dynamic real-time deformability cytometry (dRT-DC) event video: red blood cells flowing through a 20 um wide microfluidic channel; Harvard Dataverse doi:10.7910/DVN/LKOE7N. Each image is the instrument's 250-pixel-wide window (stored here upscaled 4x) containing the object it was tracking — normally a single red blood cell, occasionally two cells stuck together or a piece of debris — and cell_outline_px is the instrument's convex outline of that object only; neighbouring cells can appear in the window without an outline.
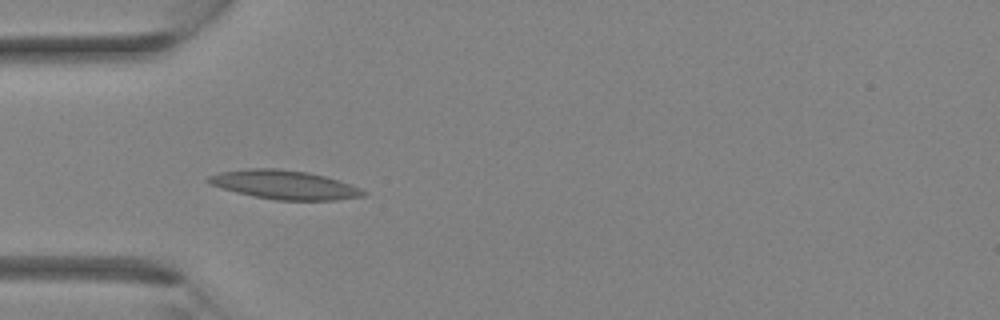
{"species": "Egyptian fruit bat (a non-hibernating species)", "species_latin": "Rousettus aegyptiacus", "temperature_condition": "room temperature", "stored_images_in_passage": 26, "camera_frame_rate_fps": 3000, "um_per_image_px": 0.085, "animal": {"sex": "female"}, "frame": {"image": 1, "passage_image": 2, "time_ms": 0.333, "image_size_px": [1000, 320], "cell_outline_px": [[368, 192], [364, 196], [336, 200], [276, 200], [252, 196], [236, 192], [212, 184], [204, 180], [208, 176], [220, 172], [252, 168], [276, 168], [308, 172], [324, 176], [360, 188]], "centroid_in_image_um": [24.17, 15.71], "position_along_channel_um": 60.8, "area_um2": 25.84}}
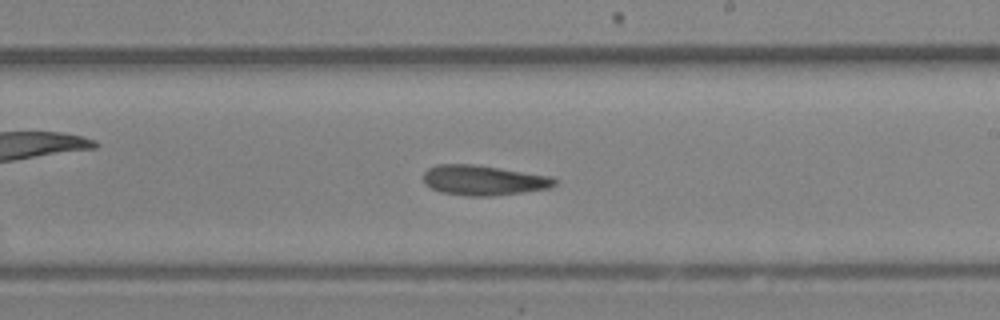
{"frame": {"image": 2, "passage_image": 12, "time_ms": 3.667, "image_size_px": [1000, 320], "cell_outline_px": [[560, 180], [556, 184], [548, 188], [492, 196], [468, 196], [440, 192], [424, 184], [424, 172], [428, 168], [436, 164], [476, 164], [552, 176]], "centroid_in_image_um": [41.1, 15.31], "position_along_channel_um": 247.9, "area_um2": 23.12}}
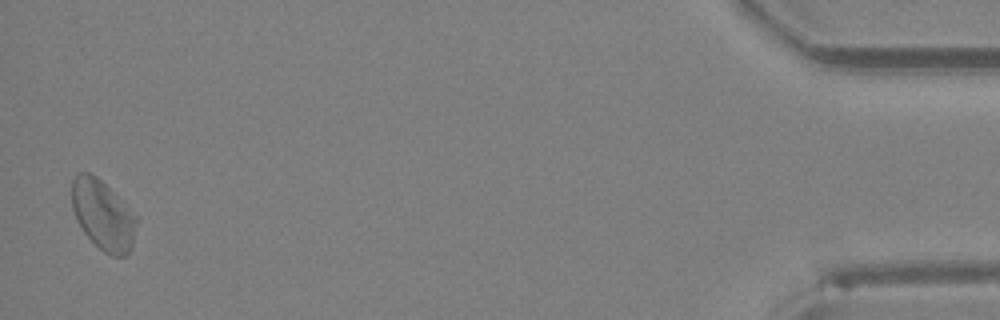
{"frame": {"image": 3, "passage_image": 26, "time_ms": 8.333, "image_size_px": [1000, 320], "cell_outline_px": [[136, 220], [132, 248], [124, 256], [112, 256], [104, 252], [84, 232], [72, 208], [72, 180], [80, 172], [88, 172], [96, 176], [136, 216]], "centroid_in_image_um": [8.74, 18.29], "position_along_channel_um": 426.5, "area_um2": 25.43}}